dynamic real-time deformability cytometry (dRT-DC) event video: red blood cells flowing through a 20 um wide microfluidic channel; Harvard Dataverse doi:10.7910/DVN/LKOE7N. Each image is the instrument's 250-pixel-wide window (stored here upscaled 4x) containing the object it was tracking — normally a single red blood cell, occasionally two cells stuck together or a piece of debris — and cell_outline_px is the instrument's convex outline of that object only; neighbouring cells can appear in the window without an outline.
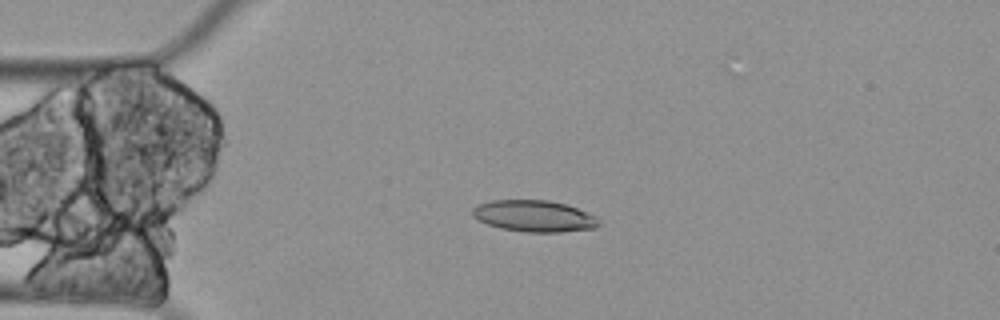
{"species": "Egyptian fruit bat (a non-hibernating species)", "species_latin": "Rousettus aegyptiacus", "temperature_condition": "cold", "stored_images_in_passage": 4, "camera_frame_rate_fps": 3000, "um_per_image_px": 0.085, "animal": {"sex": "female"}, "frame": {"image": 1, "passage_image": 1, "time_ms": 0.0, "image_size_px": [1000, 320], "cell_outline_px": [[600, 224], [596, 228], [560, 232], [524, 232], [500, 228], [488, 224], [472, 216], [472, 208], [476, 204], [492, 200], [548, 200], [564, 204], [576, 208], [596, 216], [600, 220]], "centroid_in_image_um": [45.39, 18.36], "position_along_channel_um": 39.6, "area_um2": 23.24}}
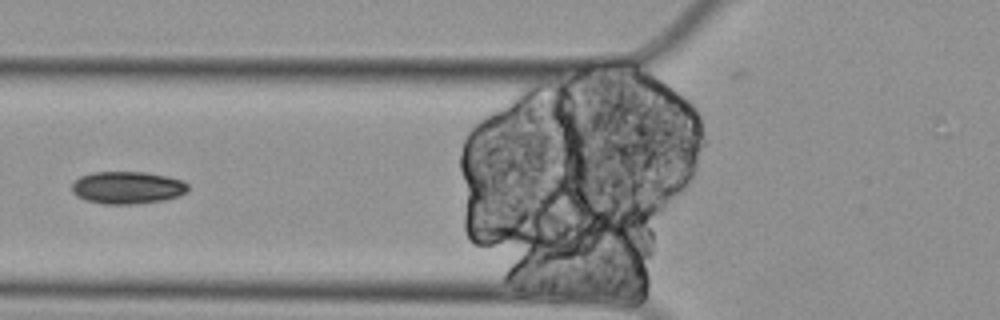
{"frame": {"image": 2, "passage_image": 3, "time_ms": 0.667, "image_size_px": [1000, 320], "cell_outline_px": [[188, 192], [180, 196], [164, 200], [136, 204], [104, 204], [88, 200], [76, 196], [72, 192], [72, 184], [80, 176], [92, 172], [144, 172], [168, 176], [180, 180], [188, 184]], "centroid_in_image_um": [10.85, 15.95], "position_along_channel_um": 115.0, "area_um2": 22.02}}
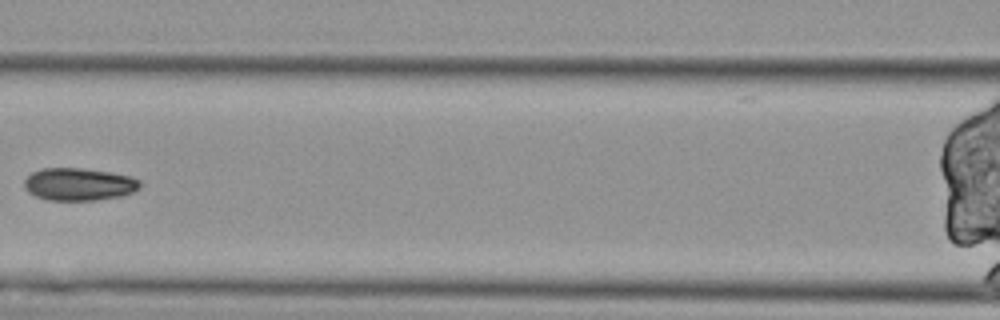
{"frame": {"image": 3, "passage_image": 4, "time_ms": 1.0, "image_size_px": [1000, 320], "cell_outline_px": [[140, 188], [132, 192], [120, 196], [96, 200], [48, 200], [36, 196], [28, 192], [24, 188], [24, 180], [32, 172], [40, 168], [80, 168], [112, 172], [128, 176], [140, 180]], "centroid_in_image_um": [6.68, 15.66], "position_along_channel_um": 159.9, "area_um2": 21.96}}